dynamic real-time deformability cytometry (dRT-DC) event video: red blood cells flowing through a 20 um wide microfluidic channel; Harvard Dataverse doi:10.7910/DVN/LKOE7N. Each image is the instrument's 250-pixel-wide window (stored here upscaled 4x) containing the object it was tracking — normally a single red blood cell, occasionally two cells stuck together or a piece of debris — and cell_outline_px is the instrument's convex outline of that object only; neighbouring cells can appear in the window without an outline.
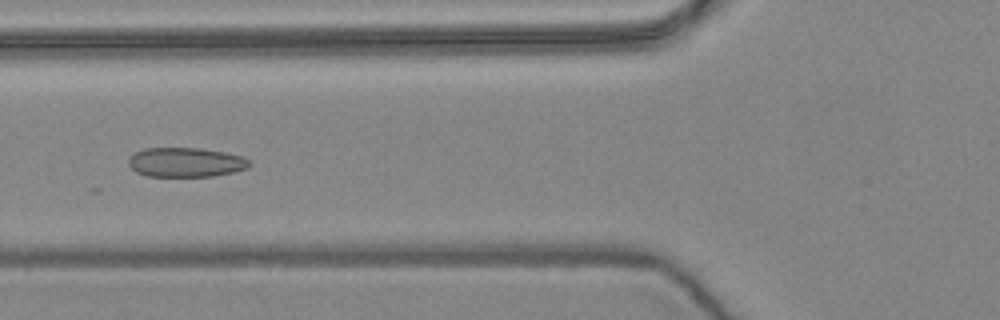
{"species": "common noctule bat (a hibernating species)", "species_latin": "Nyctalus noctula", "temperature_condition": "warm", "stored_images_in_passage": 10, "camera_frame_rate_fps": 3000, "um_per_image_px": 0.085, "animal": {"sex": "female", "body_mass_g": 24.6, "forearm_length_mm": 56.2}, "frame": {"image": 1, "passage_image": 6, "time_ms": 1.667, "image_size_px": [1000, 320], "cell_outline_px": [[252, 164], [248, 168], [232, 172], [212, 176], [148, 176], [136, 172], [128, 164], [128, 160], [136, 152], [144, 148], [200, 148], [224, 152], [240, 156], [252, 160]], "centroid_in_image_um": [15.81, 13.79], "position_along_channel_um": 110.0, "area_um2": 20.69}}
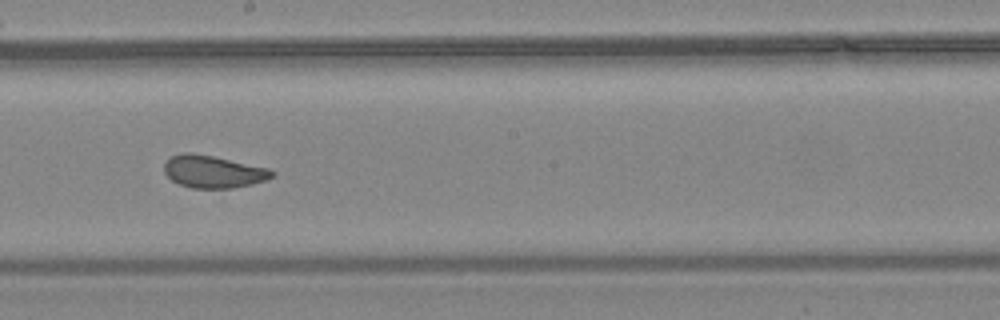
{"frame": {"image": 2, "passage_image": 9, "time_ms": 2.667, "image_size_px": [1000, 320], "cell_outline_px": [[276, 172], [272, 176], [264, 180], [252, 184], [232, 188], [192, 188], [180, 184], [172, 180], [164, 172], [164, 164], [172, 156], [184, 152], [192, 152], [212, 156], [268, 168]], "centroid_in_image_um": [18.1, 14.59], "position_along_channel_um": 230.1, "area_um2": 20.11}}
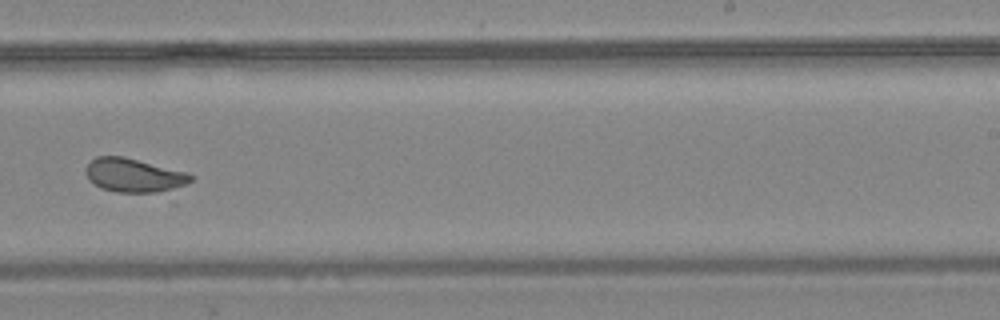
{"frame": {"image": 3, "passage_image": 10, "time_ms": 3.0, "image_size_px": [1000, 320], "cell_outline_px": [[192, 180], [188, 184], [168, 192], [116, 192], [100, 188], [88, 180], [84, 172], [88, 164], [96, 156], [124, 156], [188, 172], [192, 176]], "centroid_in_image_um": [11.4, 14.91], "position_along_channel_um": 277.6, "area_um2": 21.04}}